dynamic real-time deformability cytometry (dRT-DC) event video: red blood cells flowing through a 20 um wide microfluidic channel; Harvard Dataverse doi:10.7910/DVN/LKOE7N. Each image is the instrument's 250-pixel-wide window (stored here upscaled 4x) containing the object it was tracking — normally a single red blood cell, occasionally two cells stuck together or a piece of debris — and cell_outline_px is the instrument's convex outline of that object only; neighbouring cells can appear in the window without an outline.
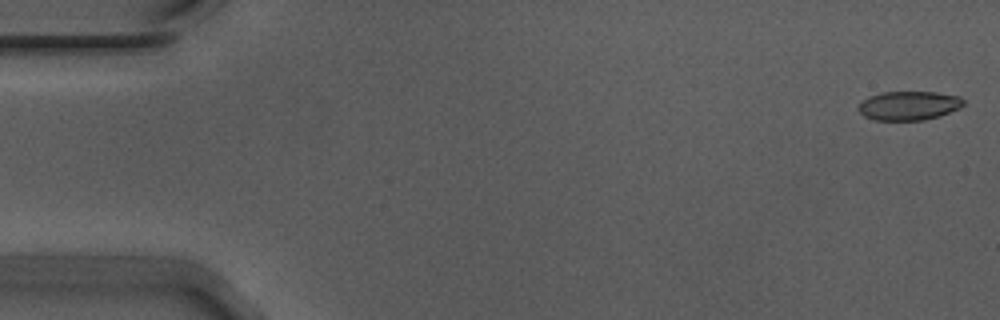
{"species": "Egyptian fruit bat (a non-hibernating species)", "species_latin": "Rousettus aegyptiacus", "temperature_condition": "warm", "stored_images_in_passage": 9, "camera_frame_rate_fps": 3000, "um_per_image_px": 0.085, "animal": {"sex": "male"}, "frame": {"image": 1, "passage_image": 1, "time_ms": 0.0, "image_size_px": [1000, 320], "cell_outline_px": [[964, 104], [960, 108], [940, 116], [924, 120], [872, 120], [864, 116], [856, 108], [868, 96], [884, 92], [936, 92], [960, 96], [964, 100]], "centroid_in_image_um": [77.26, 8.98], "position_along_channel_um": 7.7, "area_um2": 17.86}}